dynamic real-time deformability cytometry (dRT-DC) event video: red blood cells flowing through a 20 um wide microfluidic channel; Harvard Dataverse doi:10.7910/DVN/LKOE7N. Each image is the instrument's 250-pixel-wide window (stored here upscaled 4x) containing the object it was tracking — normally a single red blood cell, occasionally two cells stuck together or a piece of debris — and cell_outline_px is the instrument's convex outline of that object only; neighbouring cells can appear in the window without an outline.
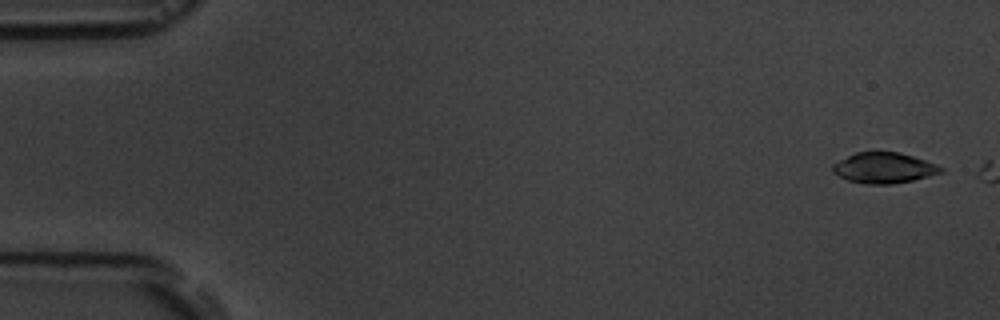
{"species": "common noctule bat (a hibernating species)", "species_latin": "Nyctalus noctula", "temperature_condition": "room temperature", "stored_images_in_passage": 2, "camera_frame_rate_fps": 3000, "um_per_image_px": 0.085, "animal": {"sex": "male", "body_mass_g": 19.5, "forearm_length_mm": 54.6}, "frame": {"image": 1, "passage_image": 1, "time_ms": 0.0, "image_size_px": [1000, 320], "cell_outline_px": [[944, 172], [912, 180], [892, 184], [868, 184], [848, 180], [832, 172], [832, 164], [856, 152], [876, 148], [900, 152], [936, 164], [944, 168]], "centroid_in_image_um": [75.12, 14.22], "position_along_channel_um": 9.9, "area_um2": 19.77}}